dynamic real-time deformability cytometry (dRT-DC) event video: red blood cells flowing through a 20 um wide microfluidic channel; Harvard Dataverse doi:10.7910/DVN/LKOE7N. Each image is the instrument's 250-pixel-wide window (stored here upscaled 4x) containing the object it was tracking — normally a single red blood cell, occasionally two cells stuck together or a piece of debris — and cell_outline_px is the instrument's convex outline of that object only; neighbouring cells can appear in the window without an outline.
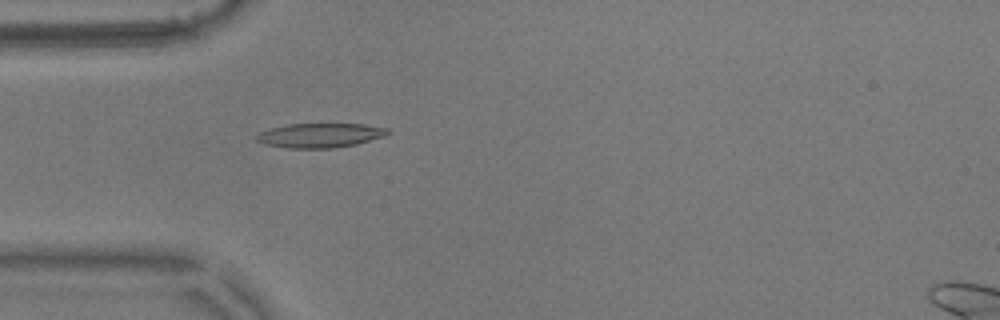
{"species": "common noctule bat (a hibernating species)", "species_latin": "Nyctalus noctula", "temperature_condition": "warm", "stored_images_in_passage": 55, "camera_frame_rate_fps": 3000, "um_per_image_px": 0.085, "animal": {"sex": "male", "body_mass_g": 17.9}, "frame": {"image": 1, "passage_image": 16, "time_ms": 5.0, "image_size_px": [1000, 320], "cell_outline_px": [[392, 132], [384, 136], [356, 144], [332, 148], [288, 148], [264, 144], [256, 140], [256, 136], [260, 132], [268, 128], [288, 124], [364, 124], [388, 128]], "centroid_in_image_um": [27.2, 11.5], "position_along_channel_um": 57.8, "area_um2": 18.67}}
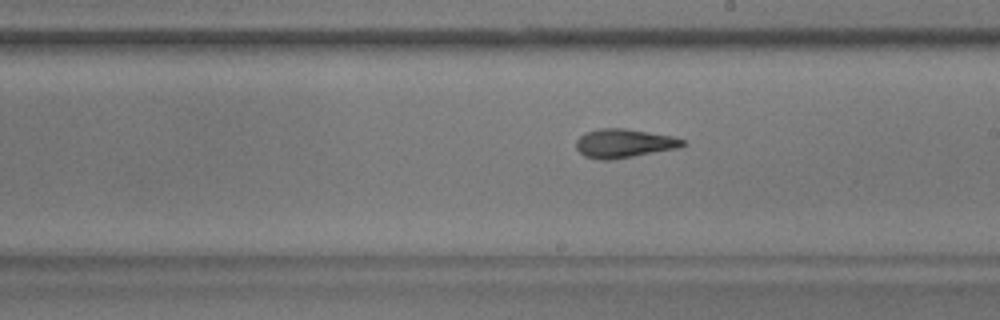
{"frame": {"image": 2, "passage_image": 31, "time_ms": 10.0, "image_size_px": [1000, 320], "cell_outline_px": [[688, 144], [676, 148], [612, 160], [600, 160], [584, 156], [576, 148], [576, 140], [584, 132], [600, 128], [624, 128], [672, 136], [684, 140]], "centroid_in_image_um": [53.0, 12.18], "position_along_channel_um": 236.0, "area_um2": 17.86}}
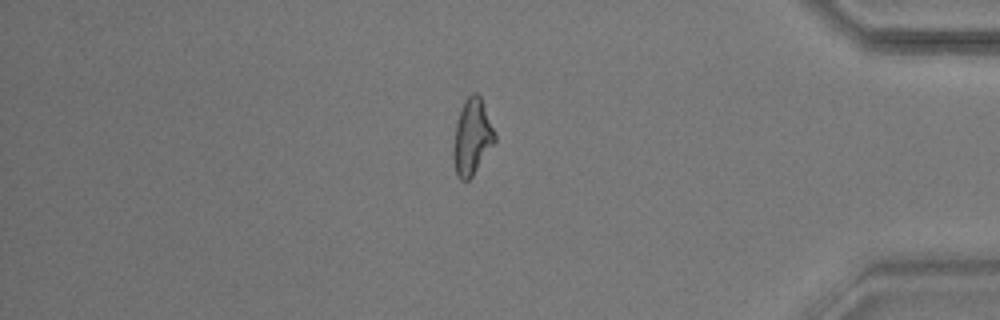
{"frame": {"image": 3, "passage_image": 47, "time_ms": 15.333, "image_size_px": [1000, 320], "cell_outline_px": [[496, 140], [472, 176], [468, 180], [460, 180], [456, 172], [452, 156], [452, 148], [456, 124], [460, 108], [464, 100], [472, 92], [476, 92], [480, 96], [496, 132]], "centroid_in_image_um": [40.12, 11.61], "position_along_channel_um": 395.1, "area_um2": 18.38}, "authors_computed_cell_mechanics": {"area_um2": 17.9758, "velocity_mm_per_s": 3.6015, "shape_relaxation_time_tau1_ms": 7.3447, "shape_relaxation_time_tau2_ms": 3.5439, "deformation_change_tau1": 0.2118, "deformation_change_tau2": 0.1234}}